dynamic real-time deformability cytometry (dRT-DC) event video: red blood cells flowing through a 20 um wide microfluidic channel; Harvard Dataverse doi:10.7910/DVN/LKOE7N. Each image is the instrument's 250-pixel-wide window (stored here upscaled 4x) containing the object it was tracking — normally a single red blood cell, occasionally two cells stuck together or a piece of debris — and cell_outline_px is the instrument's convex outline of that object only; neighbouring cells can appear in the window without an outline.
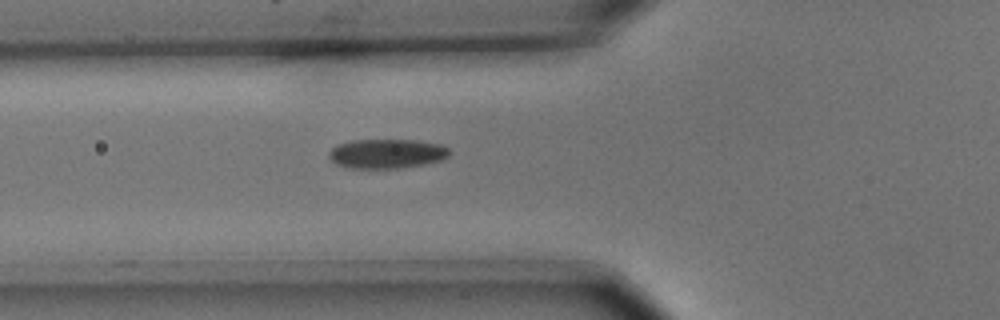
{"species": "common noctule bat (a hibernating species)", "species_latin": "Nyctalus noctula", "temperature_condition": "cold", "stored_images_in_passage": 6, "camera_frame_rate_fps": 3000, "um_per_image_px": 0.085, "animal": {"sex": "male", "body_mass_g": 15.6}, "frame": {"image": 1, "passage_image": 6, "time_ms": 1.667, "image_size_px": [1000, 320], "cell_outline_px": [[452, 152], [448, 156], [440, 160], [424, 164], [400, 168], [348, 168], [336, 164], [328, 156], [328, 152], [336, 144], [352, 140], [416, 140], [444, 144]], "centroid_in_image_um": [32.88, 13.05], "position_along_channel_um": 92.9, "area_um2": 20.87}}